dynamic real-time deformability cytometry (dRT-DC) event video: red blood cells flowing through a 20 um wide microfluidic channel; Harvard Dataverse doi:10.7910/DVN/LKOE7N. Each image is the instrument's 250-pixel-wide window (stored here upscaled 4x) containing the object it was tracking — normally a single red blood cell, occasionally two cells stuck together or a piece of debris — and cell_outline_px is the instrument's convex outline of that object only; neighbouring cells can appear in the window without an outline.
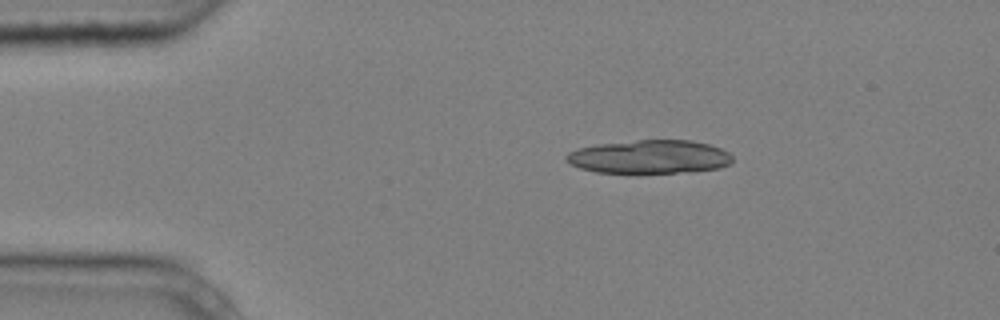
{"species": "common noctule bat (a hibernating species)", "species_latin": "Nyctalus noctula", "temperature_condition": "cold", "stored_images_in_passage": 4, "segment_of_instrument_passage": [1, 2], "camera_frame_rate_fps": 3000, "um_per_image_px": 0.085, "animal": {"sex": "male", "body_mass_g": 20.4}, "frame": {"image": 1, "passage_image": 1, "time_ms": 0.0, "image_size_px": [1000, 320], "cell_outline_px": [[732, 164], [720, 168], [692, 172], [596, 172], [580, 168], [572, 164], [564, 156], [568, 152], [580, 148], [596, 144], [636, 140], [692, 140], [708, 144], [720, 148], [728, 152], [732, 156]], "centroid_in_image_um": [55.26, 13.32], "position_along_channel_um": 29.7, "area_um2": 32.37}}